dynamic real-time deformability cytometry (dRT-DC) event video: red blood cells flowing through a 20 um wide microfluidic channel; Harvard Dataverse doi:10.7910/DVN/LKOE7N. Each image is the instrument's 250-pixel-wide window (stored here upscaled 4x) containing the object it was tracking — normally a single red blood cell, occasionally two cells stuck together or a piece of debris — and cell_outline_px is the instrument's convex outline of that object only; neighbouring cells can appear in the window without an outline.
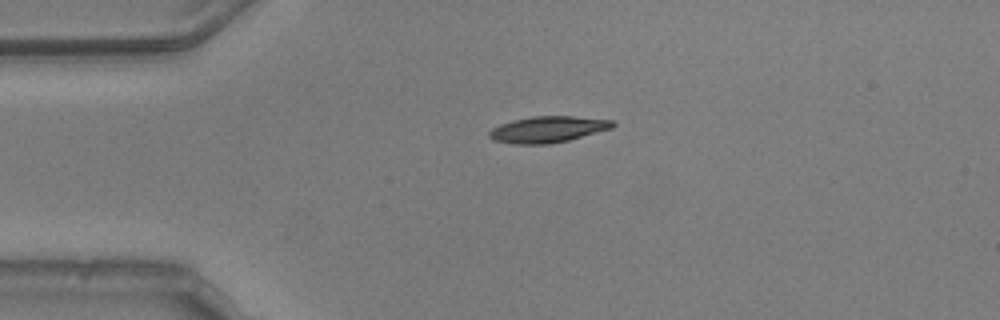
{"species": "common noctule bat (a hibernating species)", "species_latin": "Nyctalus noctula", "temperature_condition": "warm", "stored_images_in_passage": 42, "camera_frame_rate_fps": 3000, "um_per_image_px": 0.085, "animal": {"sex": "male", "body_mass_g": 20.5, "forearm_length_mm": 52.5}, "frame": {"image": 1, "passage_image": 1, "time_ms": 0.0, "image_size_px": [1000, 320], "cell_outline_px": [[616, 124], [612, 128], [568, 140], [548, 144], [516, 144], [492, 140], [488, 136], [488, 132], [492, 128], [500, 124], [512, 120], [532, 116], [576, 116], [612, 120]], "centroid_in_image_um": [46.54, 10.99], "position_along_channel_um": 38.5, "area_um2": 18.9}}
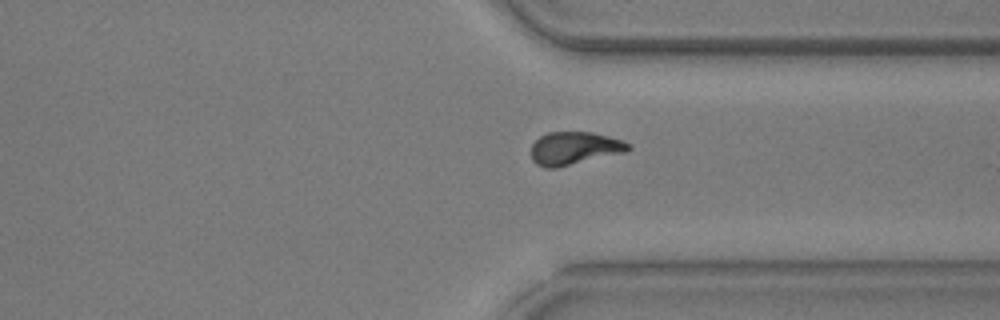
{"frame": {"image": 2, "passage_image": 29, "time_ms": 9.333, "image_size_px": [1000, 320], "cell_outline_px": [[632, 148], [628, 152], [556, 168], [544, 168], [536, 164], [532, 160], [532, 144], [540, 136], [548, 132], [592, 132], [608, 136], [620, 140], [628, 144]], "centroid_in_image_um": [48.82, 12.61], "position_along_channel_um": 362.6, "area_um2": 18.73}}
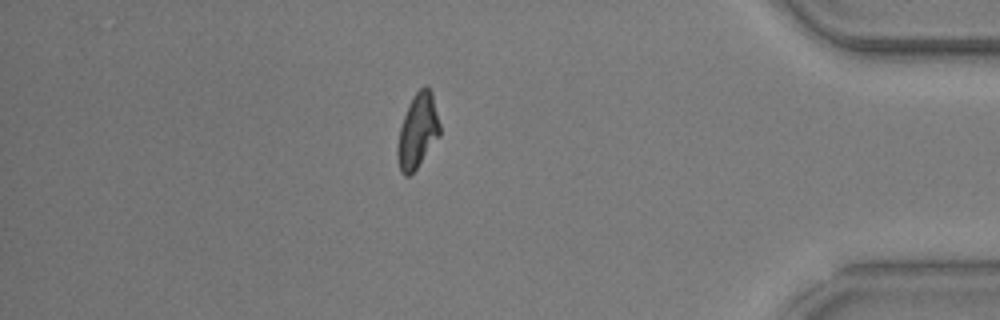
{"frame": {"image": 3, "passage_image": 35, "time_ms": 11.333, "image_size_px": [1000, 320], "cell_outline_px": [[440, 136], [416, 168], [408, 176], [404, 176], [400, 172], [396, 156], [396, 148], [400, 128], [408, 104], [412, 96], [424, 84], [432, 92], [440, 124]], "centroid_in_image_um": [35.49, 11.13], "position_along_channel_um": 399.7, "area_um2": 18.44}, "authors_computed_cell_mechanics": {"area_um2": 18.7561, "velocity_mm_per_s": 3.7689, "shape_relaxation_time_tau1_ms": 4.0476, "shape_relaxation_time_tau2_ms": 4.7156, "deformation_change_tau1": 0.1742, "deformation_change_tau2": 0.1148}}